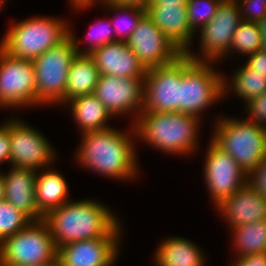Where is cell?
<instances>
[{
    "label": "cell",
    "instance_id": "b9f144b4",
    "mask_svg": "<svg viewBox=\"0 0 266 266\" xmlns=\"http://www.w3.org/2000/svg\"><path fill=\"white\" fill-rule=\"evenodd\" d=\"M18 266H60L58 259L54 261H49L46 263H41V264H34V265H18Z\"/></svg>",
    "mask_w": 266,
    "mask_h": 266
},
{
    "label": "cell",
    "instance_id": "f546056e",
    "mask_svg": "<svg viewBox=\"0 0 266 266\" xmlns=\"http://www.w3.org/2000/svg\"><path fill=\"white\" fill-rule=\"evenodd\" d=\"M31 220L9 202H0V242L8 236L23 230Z\"/></svg>",
    "mask_w": 266,
    "mask_h": 266
},
{
    "label": "cell",
    "instance_id": "4dcf8cb0",
    "mask_svg": "<svg viewBox=\"0 0 266 266\" xmlns=\"http://www.w3.org/2000/svg\"><path fill=\"white\" fill-rule=\"evenodd\" d=\"M221 0H188L187 12L189 26L197 32L200 26L208 24V22L216 14Z\"/></svg>",
    "mask_w": 266,
    "mask_h": 266
},
{
    "label": "cell",
    "instance_id": "f35d334b",
    "mask_svg": "<svg viewBox=\"0 0 266 266\" xmlns=\"http://www.w3.org/2000/svg\"><path fill=\"white\" fill-rule=\"evenodd\" d=\"M69 2L73 6L74 10L80 11L82 9H88V7H91L92 5H94V3L96 4L97 2L102 5L103 3H105V0H70Z\"/></svg>",
    "mask_w": 266,
    "mask_h": 266
},
{
    "label": "cell",
    "instance_id": "4fadbf2b",
    "mask_svg": "<svg viewBox=\"0 0 266 266\" xmlns=\"http://www.w3.org/2000/svg\"><path fill=\"white\" fill-rule=\"evenodd\" d=\"M209 142L205 155L204 178L208 193L216 207L226 197L246 185L248 175L230 154L212 140Z\"/></svg>",
    "mask_w": 266,
    "mask_h": 266
},
{
    "label": "cell",
    "instance_id": "7a4b0ae2",
    "mask_svg": "<svg viewBox=\"0 0 266 266\" xmlns=\"http://www.w3.org/2000/svg\"><path fill=\"white\" fill-rule=\"evenodd\" d=\"M43 220L56 248L92 238H121L120 220L98 200H75L49 211ZM121 233V234H120Z\"/></svg>",
    "mask_w": 266,
    "mask_h": 266
},
{
    "label": "cell",
    "instance_id": "ffe728a7",
    "mask_svg": "<svg viewBox=\"0 0 266 266\" xmlns=\"http://www.w3.org/2000/svg\"><path fill=\"white\" fill-rule=\"evenodd\" d=\"M10 168L8 174L2 173L5 188L4 200L24 213L31 221L42 220L44 216L38 211L35 199L37 171L14 166Z\"/></svg>",
    "mask_w": 266,
    "mask_h": 266
},
{
    "label": "cell",
    "instance_id": "e0dca14e",
    "mask_svg": "<svg viewBox=\"0 0 266 266\" xmlns=\"http://www.w3.org/2000/svg\"><path fill=\"white\" fill-rule=\"evenodd\" d=\"M90 56L100 75L145 79L147 69L126 42L115 41L106 44L93 51Z\"/></svg>",
    "mask_w": 266,
    "mask_h": 266
},
{
    "label": "cell",
    "instance_id": "277c9868",
    "mask_svg": "<svg viewBox=\"0 0 266 266\" xmlns=\"http://www.w3.org/2000/svg\"><path fill=\"white\" fill-rule=\"evenodd\" d=\"M71 26L63 19L34 16L13 22L0 41V47L9 55L34 60L69 36Z\"/></svg>",
    "mask_w": 266,
    "mask_h": 266
},
{
    "label": "cell",
    "instance_id": "ba28073f",
    "mask_svg": "<svg viewBox=\"0 0 266 266\" xmlns=\"http://www.w3.org/2000/svg\"><path fill=\"white\" fill-rule=\"evenodd\" d=\"M212 63L193 61L182 72L180 113L201 118L207 107L224 98V75Z\"/></svg>",
    "mask_w": 266,
    "mask_h": 266
},
{
    "label": "cell",
    "instance_id": "f1b7e54d",
    "mask_svg": "<svg viewBox=\"0 0 266 266\" xmlns=\"http://www.w3.org/2000/svg\"><path fill=\"white\" fill-rule=\"evenodd\" d=\"M93 25V26H92ZM90 31H88L87 41L89 46L86 48L83 46H79V41L76 39V35L73 34L74 32L71 31L72 29L69 28V36L72 38L74 42L75 49L78 54H88L90 55L93 51L99 49L100 47L115 42V31L112 27V21L108 22V20H98L97 23L92 24ZM82 47V48H80Z\"/></svg>",
    "mask_w": 266,
    "mask_h": 266
},
{
    "label": "cell",
    "instance_id": "3957f363",
    "mask_svg": "<svg viewBox=\"0 0 266 266\" xmlns=\"http://www.w3.org/2000/svg\"><path fill=\"white\" fill-rule=\"evenodd\" d=\"M201 121L180 112L142 111L133 126L137 140H144L166 154L185 156L198 150Z\"/></svg>",
    "mask_w": 266,
    "mask_h": 266
},
{
    "label": "cell",
    "instance_id": "8992f818",
    "mask_svg": "<svg viewBox=\"0 0 266 266\" xmlns=\"http://www.w3.org/2000/svg\"><path fill=\"white\" fill-rule=\"evenodd\" d=\"M77 54L74 42L68 36L32 61L36 79V106H64L69 68Z\"/></svg>",
    "mask_w": 266,
    "mask_h": 266
},
{
    "label": "cell",
    "instance_id": "ab89813d",
    "mask_svg": "<svg viewBox=\"0 0 266 266\" xmlns=\"http://www.w3.org/2000/svg\"><path fill=\"white\" fill-rule=\"evenodd\" d=\"M258 26L262 39L261 49L266 51V17H264L261 21L258 22Z\"/></svg>",
    "mask_w": 266,
    "mask_h": 266
},
{
    "label": "cell",
    "instance_id": "1f68e13d",
    "mask_svg": "<svg viewBox=\"0 0 266 266\" xmlns=\"http://www.w3.org/2000/svg\"><path fill=\"white\" fill-rule=\"evenodd\" d=\"M243 21L258 23L266 17V0H237Z\"/></svg>",
    "mask_w": 266,
    "mask_h": 266
},
{
    "label": "cell",
    "instance_id": "4316f807",
    "mask_svg": "<svg viewBox=\"0 0 266 266\" xmlns=\"http://www.w3.org/2000/svg\"><path fill=\"white\" fill-rule=\"evenodd\" d=\"M103 6L104 8L106 7L107 10L110 9L111 12H118H115L118 16L115 19L116 22L114 23V20H112V27L115 30V41L126 42L137 28L139 21L146 15V10L138 6L119 5L115 3H104ZM120 13L126 16L124 17Z\"/></svg>",
    "mask_w": 266,
    "mask_h": 266
},
{
    "label": "cell",
    "instance_id": "7c38bea8",
    "mask_svg": "<svg viewBox=\"0 0 266 266\" xmlns=\"http://www.w3.org/2000/svg\"><path fill=\"white\" fill-rule=\"evenodd\" d=\"M9 119L10 165L39 171L51 167L55 161V149L38 130L19 118Z\"/></svg>",
    "mask_w": 266,
    "mask_h": 266
},
{
    "label": "cell",
    "instance_id": "5b68a950",
    "mask_svg": "<svg viewBox=\"0 0 266 266\" xmlns=\"http://www.w3.org/2000/svg\"><path fill=\"white\" fill-rule=\"evenodd\" d=\"M217 119L211 140L248 175L266 155V128L246 118Z\"/></svg>",
    "mask_w": 266,
    "mask_h": 266
},
{
    "label": "cell",
    "instance_id": "74e56055",
    "mask_svg": "<svg viewBox=\"0 0 266 266\" xmlns=\"http://www.w3.org/2000/svg\"><path fill=\"white\" fill-rule=\"evenodd\" d=\"M151 0H105V3H115L119 5L138 6L146 9Z\"/></svg>",
    "mask_w": 266,
    "mask_h": 266
},
{
    "label": "cell",
    "instance_id": "83f0119b",
    "mask_svg": "<svg viewBox=\"0 0 266 266\" xmlns=\"http://www.w3.org/2000/svg\"><path fill=\"white\" fill-rule=\"evenodd\" d=\"M261 43L258 23L242 21L233 34L229 53L249 56L261 49Z\"/></svg>",
    "mask_w": 266,
    "mask_h": 266
},
{
    "label": "cell",
    "instance_id": "cb8c5ba5",
    "mask_svg": "<svg viewBox=\"0 0 266 266\" xmlns=\"http://www.w3.org/2000/svg\"><path fill=\"white\" fill-rule=\"evenodd\" d=\"M99 77L100 73L91 56L77 54L69 68L64 106L74 98L93 94Z\"/></svg>",
    "mask_w": 266,
    "mask_h": 266
},
{
    "label": "cell",
    "instance_id": "52a82bcc",
    "mask_svg": "<svg viewBox=\"0 0 266 266\" xmlns=\"http://www.w3.org/2000/svg\"><path fill=\"white\" fill-rule=\"evenodd\" d=\"M57 259V248L46 222L31 221L0 242V266L34 265Z\"/></svg>",
    "mask_w": 266,
    "mask_h": 266
},
{
    "label": "cell",
    "instance_id": "8fae6325",
    "mask_svg": "<svg viewBox=\"0 0 266 266\" xmlns=\"http://www.w3.org/2000/svg\"><path fill=\"white\" fill-rule=\"evenodd\" d=\"M36 107L32 60L16 58L0 47V108Z\"/></svg>",
    "mask_w": 266,
    "mask_h": 266
},
{
    "label": "cell",
    "instance_id": "484cf974",
    "mask_svg": "<svg viewBox=\"0 0 266 266\" xmlns=\"http://www.w3.org/2000/svg\"><path fill=\"white\" fill-rule=\"evenodd\" d=\"M233 248L240 256L266 252V219L231 229Z\"/></svg>",
    "mask_w": 266,
    "mask_h": 266
},
{
    "label": "cell",
    "instance_id": "30bf717a",
    "mask_svg": "<svg viewBox=\"0 0 266 266\" xmlns=\"http://www.w3.org/2000/svg\"><path fill=\"white\" fill-rule=\"evenodd\" d=\"M242 21L237 0H221L213 18L198 30L201 53L196 55L188 49L185 54L194 61H220L228 56L233 34Z\"/></svg>",
    "mask_w": 266,
    "mask_h": 266
},
{
    "label": "cell",
    "instance_id": "44dd1931",
    "mask_svg": "<svg viewBox=\"0 0 266 266\" xmlns=\"http://www.w3.org/2000/svg\"><path fill=\"white\" fill-rule=\"evenodd\" d=\"M158 246L153 255L156 266H205L203 251L188 238L168 237Z\"/></svg>",
    "mask_w": 266,
    "mask_h": 266
},
{
    "label": "cell",
    "instance_id": "836d02e7",
    "mask_svg": "<svg viewBox=\"0 0 266 266\" xmlns=\"http://www.w3.org/2000/svg\"><path fill=\"white\" fill-rule=\"evenodd\" d=\"M247 184L266 198V155L248 174Z\"/></svg>",
    "mask_w": 266,
    "mask_h": 266
},
{
    "label": "cell",
    "instance_id": "7bdbcfd3",
    "mask_svg": "<svg viewBox=\"0 0 266 266\" xmlns=\"http://www.w3.org/2000/svg\"><path fill=\"white\" fill-rule=\"evenodd\" d=\"M4 198H5L4 180L2 173L0 172V202L4 201Z\"/></svg>",
    "mask_w": 266,
    "mask_h": 266
},
{
    "label": "cell",
    "instance_id": "8d00e7d4",
    "mask_svg": "<svg viewBox=\"0 0 266 266\" xmlns=\"http://www.w3.org/2000/svg\"><path fill=\"white\" fill-rule=\"evenodd\" d=\"M233 260L230 266H266V252L248 254Z\"/></svg>",
    "mask_w": 266,
    "mask_h": 266
},
{
    "label": "cell",
    "instance_id": "6da1fadb",
    "mask_svg": "<svg viewBox=\"0 0 266 266\" xmlns=\"http://www.w3.org/2000/svg\"><path fill=\"white\" fill-rule=\"evenodd\" d=\"M131 126L130 133L111 127L82 133V140L75 156L76 162L83 168L107 178L120 181L135 179L140 165L135 149V128L133 124Z\"/></svg>",
    "mask_w": 266,
    "mask_h": 266
},
{
    "label": "cell",
    "instance_id": "603a6c76",
    "mask_svg": "<svg viewBox=\"0 0 266 266\" xmlns=\"http://www.w3.org/2000/svg\"><path fill=\"white\" fill-rule=\"evenodd\" d=\"M65 105H70V112L81 134L110 128L107 122L113 117L94 94L79 96Z\"/></svg>",
    "mask_w": 266,
    "mask_h": 266
},
{
    "label": "cell",
    "instance_id": "9a60e30c",
    "mask_svg": "<svg viewBox=\"0 0 266 266\" xmlns=\"http://www.w3.org/2000/svg\"><path fill=\"white\" fill-rule=\"evenodd\" d=\"M126 43L146 69L171 63L183 54L147 14Z\"/></svg>",
    "mask_w": 266,
    "mask_h": 266
},
{
    "label": "cell",
    "instance_id": "ee69618b",
    "mask_svg": "<svg viewBox=\"0 0 266 266\" xmlns=\"http://www.w3.org/2000/svg\"><path fill=\"white\" fill-rule=\"evenodd\" d=\"M5 1L6 0H0V10H1V8H3L2 5L5 3Z\"/></svg>",
    "mask_w": 266,
    "mask_h": 266
},
{
    "label": "cell",
    "instance_id": "d590c367",
    "mask_svg": "<svg viewBox=\"0 0 266 266\" xmlns=\"http://www.w3.org/2000/svg\"><path fill=\"white\" fill-rule=\"evenodd\" d=\"M248 60L245 64L253 70V73H260L266 76V51L260 49L259 51L247 56Z\"/></svg>",
    "mask_w": 266,
    "mask_h": 266
},
{
    "label": "cell",
    "instance_id": "2e32d148",
    "mask_svg": "<svg viewBox=\"0 0 266 266\" xmlns=\"http://www.w3.org/2000/svg\"><path fill=\"white\" fill-rule=\"evenodd\" d=\"M120 238H92L57 248L60 266H111L119 257Z\"/></svg>",
    "mask_w": 266,
    "mask_h": 266
},
{
    "label": "cell",
    "instance_id": "7402d4cb",
    "mask_svg": "<svg viewBox=\"0 0 266 266\" xmlns=\"http://www.w3.org/2000/svg\"><path fill=\"white\" fill-rule=\"evenodd\" d=\"M43 171V172H41ZM35 179V199L38 211L45 216L49 211L71 201L64 176L50 167L41 169Z\"/></svg>",
    "mask_w": 266,
    "mask_h": 266
},
{
    "label": "cell",
    "instance_id": "60d3db41",
    "mask_svg": "<svg viewBox=\"0 0 266 266\" xmlns=\"http://www.w3.org/2000/svg\"><path fill=\"white\" fill-rule=\"evenodd\" d=\"M188 0H151L149 5L187 4Z\"/></svg>",
    "mask_w": 266,
    "mask_h": 266
},
{
    "label": "cell",
    "instance_id": "d6a6232c",
    "mask_svg": "<svg viewBox=\"0 0 266 266\" xmlns=\"http://www.w3.org/2000/svg\"><path fill=\"white\" fill-rule=\"evenodd\" d=\"M245 113L248 114V121L266 128V92L251 99L246 104Z\"/></svg>",
    "mask_w": 266,
    "mask_h": 266
},
{
    "label": "cell",
    "instance_id": "e575fe53",
    "mask_svg": "<svg viewBox=\"0 0 266 266\" xmlns=\"http://www.w3.org/2000/svg\"><path fill=\"white\" fill-rule=\"evenodd\" d=\"M10 148L9 121H6L0 125V163L10 165Z\"/></svg>",
    "mask_w": 266,
    "mask_h": 266
},
{
    "label": "cell",
    "instance_id": "ac0fdd59",
    "mask_svg": "<svg viewBox=\"0 0 266 266\" xmlns=\"http://www.w3.org/2000/svg\"><path fill=\"white\" fill-rule=\"evenodd\" d=\"M145 10L147 16L182 53L191 49L196 33L189 26L186 4L149 5Z\"/></svg>",
    "mask_w": 266,
    "mask_h": 266
},
{
    "label": "cell",
    "instance_id": "d4e9b609",
    "mask_svg": "<svg viewBox=\"0 0 266 266\" xmlns=\"http://www.w3.org/2000/svg\"><path fill=\"white\" fill-rule=\"evenodd\" d=\"M225 77L223 78L224 97L226 94L228 95L227 92H234L236 97L238 95L245 102L244 104H246L251 99L266 92V76L260 73H253V70L245 63L240 68L238 67L233 76H231L232 78Z\"/></svg>",
    "mask_w": 266,
    "mask_h": 266
},
{
    "label": "cell",
    "instance_id": "9c48e42d",
    "mask_svg": "<svg viewBox=\"0 0 266 266\" xmlns=\"http://www.w3.org/2000/svg\"><path fill=\"white\" fill-rule=\"evenodd\" d=\"M193 61L183 53L171 63L147 69L142 111L180 112L182 72Z\"/></svg>",
    "mask_w": 266,
    "mask_h": 266
},
{
    "label": "cell",
    "instance_id": "d6986e66",
    "mask_svg": "<svg viewBox=\"0 0 266 266\" xmlns=\"http://www.w3.org/2000/svg\"><path fill=\"white\" fill-rule=\"evenodd\" d=\"M215 208L224 219L226 218L225 221L231 229L266 219V198L249 184L226 197Z\"/></svg>",
    "mask_w": 266,
    "mask_h": 266
},
{
    "label": "cell",
    "instance_id": "5bb4252c",
    "mask_svg": "<svg viewBox=\"0 0 266 266\" xmlns=\"http://www.w3.org/2000/svg\"><path fill=\"white\" fill-rule=\"evenodd\" d=\"M93 94L113 116L133 112L136 121L144 104V78L100 75Z\"/></svg>",
    "mask_w": 266,
    "mask_h": 266
}]
</instances>
